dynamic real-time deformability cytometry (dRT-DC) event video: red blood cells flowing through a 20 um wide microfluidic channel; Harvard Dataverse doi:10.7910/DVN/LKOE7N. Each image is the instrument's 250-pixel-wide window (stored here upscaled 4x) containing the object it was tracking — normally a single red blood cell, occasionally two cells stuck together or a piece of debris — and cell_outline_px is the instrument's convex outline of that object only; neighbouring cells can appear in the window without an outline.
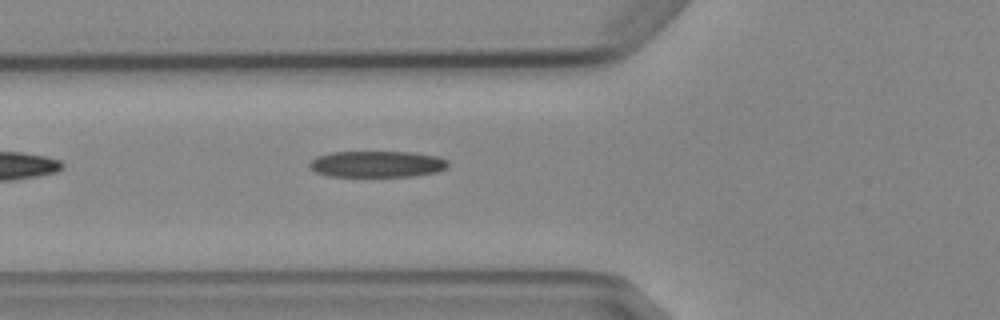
{"species": "Egyptian fruit bat (a non-hibernating species)", "species_latin": "Rousettus aegyptiacus", "temperature_condition": "cold", "stored_images_in_passage": 6, "camera_frame_rate_fps": 3000, "um_per_image_px": 0.085, "animal": {"sex": "female"}, "frame": {"image": 1, "passage_image": 6, "time_ms": 5.667, "image_size_px": [1000, 320], "cell_outline_px": [[448, 168], [436, 172], [412, 176], [328, 176], [316, 172], [308, 168], [308, 164], [316, 156], [332, 152], [412, 152], [436, 156], [448, 160]], "centroid_in_image_um": [32.03, 13.94], "position_along_channel_um": 93.8, "area_um2": 21.33}}